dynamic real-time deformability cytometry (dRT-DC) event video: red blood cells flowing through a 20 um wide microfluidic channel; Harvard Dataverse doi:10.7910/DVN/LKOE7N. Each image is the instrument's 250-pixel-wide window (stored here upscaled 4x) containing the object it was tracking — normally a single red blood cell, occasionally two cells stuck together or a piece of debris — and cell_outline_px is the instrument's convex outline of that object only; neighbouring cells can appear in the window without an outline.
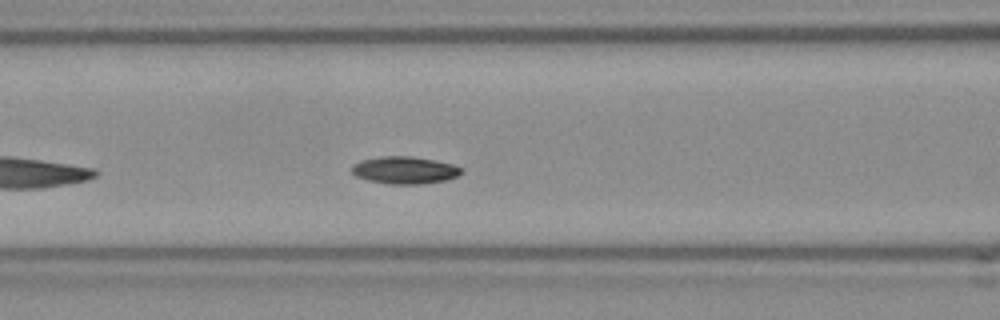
{"species": "Egyptian fruit bat (a non-hibernating species)", "species_latin": "Rousettus aegyptiacus", "temperature_condition": "room temperature", "stored_images_in_passage": 28, "camera_frame_rate_fps": 3000, "um_per_image_px": 0.085, "frame": {"image": 1, "passage_image": 9, "time_ms": 2.667, "image_size_px": [1000, 320], "cell_outline_px": [[464, 172], [448, 180], [420, 184], [388, 184], [368, 180], [356, 176], [352, 172], [352, 164], [360, 160], [384, 156], [412, 156], [452, 164], [460, 168]], "centroid_in_image_um": [34.38, 14.47], "position_along_channel_um": 132.2, "area_um2": 17.4}}
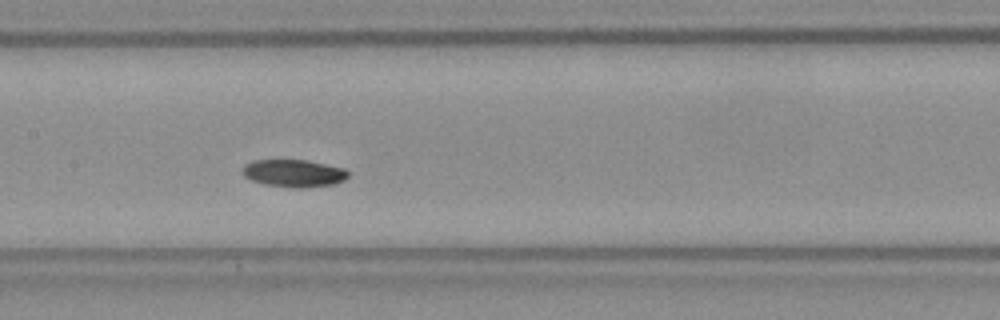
{"frame": {"image": 2, "passage_image": 13, "time_ms": 4.0, "image_size_px": [1000, 320], "cell_outline_px": [[348, 176], [344, 180], [332, 184], [300, 188], [292, 188], [264, 184], [252, 180], [244, 176], [244, 164], [252, 160], [304, 160], [344, 168], [348, 172]], "centroid_in_image_um": [24.96, 14.72], "position_along_channel_um": 182.4, "area_um2": 16.7}, "authors_computed_cell_mechanics": {"area_um2": 17.0799, "velocity_mm_per_s": 3.7661, "shape_relaxation_time_tau1_ms": 1.6151, "shape_relaxation_time_tau2_ms": null, "deformation_change_tau1": 0.0615, "deformation_change_tau2": null}}